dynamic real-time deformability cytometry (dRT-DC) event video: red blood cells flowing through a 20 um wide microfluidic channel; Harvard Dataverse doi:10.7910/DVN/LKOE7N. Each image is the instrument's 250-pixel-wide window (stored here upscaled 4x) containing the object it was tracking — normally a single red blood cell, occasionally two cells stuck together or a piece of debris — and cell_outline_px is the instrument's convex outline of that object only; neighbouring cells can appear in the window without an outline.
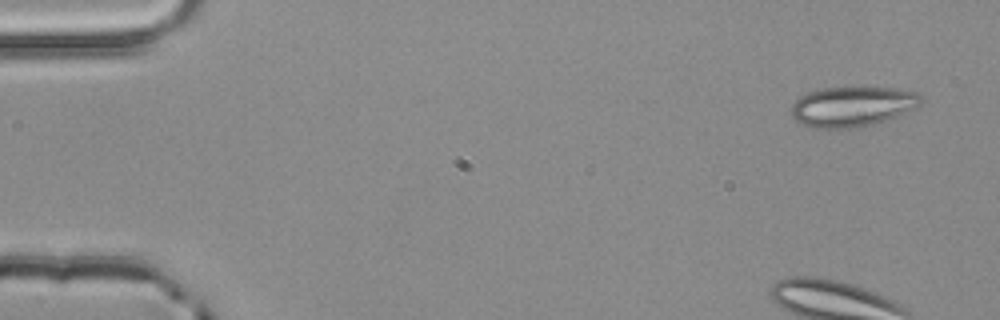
{"species": "common noctule bat (a hibernating species)", "species_latin": "Nyctalus noctula", "temperature_condition": "room temperature", "stored_images_in_passage": 3, "camera_frame_rate_fps": 3000, "um_per_image_px": 0.085, "animal": {"sex": "male", "body_mass_g": 20.4}, "frame": {"image": 1, "passage_image": 1, "time_ms": 0.0, "image_size_px": [1000, 320], "cell_outline_px": [[924, 100], [916, 108], [896, 116], [884, 120], [868, 124], [848, 128], [816, 128], [800, 124], [792, 116], [792, 104], [800, 96], [808, 92], [820, 88], [892, 88], [916, 92]], "centroid_in_image_um": [72.43, 9.04], "position_along_channel_um": 12.6, "area_um2": 29.88}}